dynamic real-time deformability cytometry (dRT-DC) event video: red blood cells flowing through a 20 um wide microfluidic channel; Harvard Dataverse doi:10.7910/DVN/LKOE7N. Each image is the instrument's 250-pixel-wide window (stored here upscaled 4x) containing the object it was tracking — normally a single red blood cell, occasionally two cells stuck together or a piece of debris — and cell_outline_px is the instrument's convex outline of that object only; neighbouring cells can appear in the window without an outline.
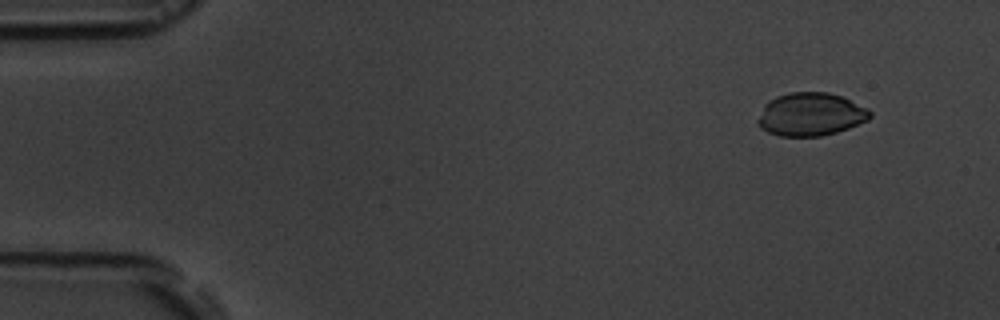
{"species": "common noctule bat (a hibernating species)", "species_latin": "Nyctalus noctula", "temperature_condition": "room temperature", "stored_images_in_passage": 8, "camera_frame_rate_fps": 3000, "um_per_image_px": 0.085, "animal": {"sex": "male", "body_mass_g": 19.5, "forearm_length_mm": 54.6}, "frame": {"image": 1, "passage_image": 2, "time_ms": 1.333, "image_size_px": [1000, 320], "cell_outline_px": [[872, 116], [868, 120], [848, 128], [836, 132], [820, 136], [780, 136], [768, 132], [760, 128], [756, 120], [764, 104], [768, 100], [776, 96], [792, 92], [828, 92], [840, 96], [868, 108], [872, 112]], "centroid_in_image_um": [68.88, 9.72], "position_along_channel_um": 16.1, "area_um2": 28.26}}
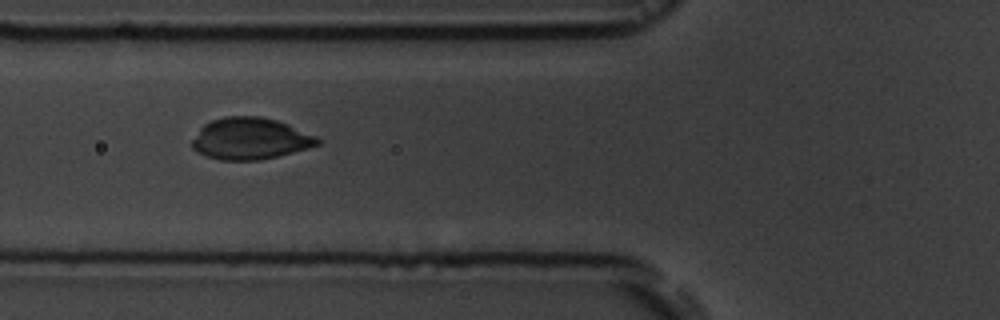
{"frame": {"image": 2, "passage_image": 6, "time_ms": 6.667, "image_size_px": [1000, 320], "cell_outline_px": [[324, 140], [320, 144], [308, 148], [260, 160], [220, 160], [204, 156], [192, 148], [192, 140], [200, 128], [204, 124], [212, 120], [224, 116], [260, 116], [276, 120], [288, 124], [316, 136]], "centroid_in_image_um": [21.27, 11.78], "position_along_channel_um": 104.5, "area_um2": 30.52}}
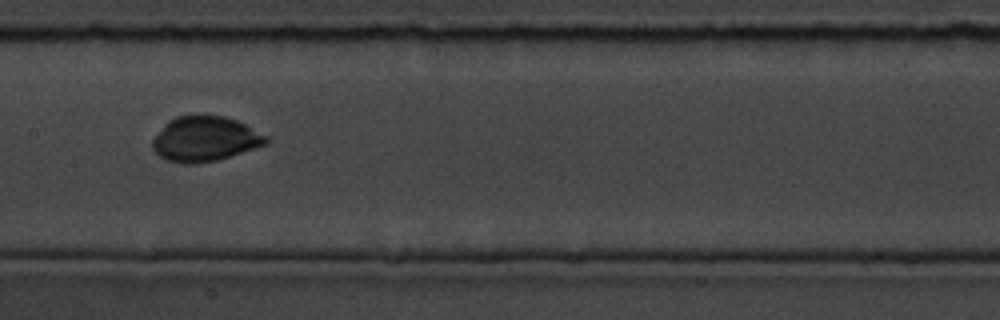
{"frame": {"image": 3, "passage_image": 8, "time_ms": 9.0, "image_size_px": [1000, 320], "cell_outline_px": [[268, 144], [216, 160], [196, 164], [184, 164], [168, 160], [160, 156], [152, 148], [152, 140], [164, 124], [168, 120], [176, 116], [224, 116], [236, 120], [268, 136]], "centroid_in_image_um": [17.41, 11.81], "position_along_channel_um": 190.0, "area_um2": 29.54}}